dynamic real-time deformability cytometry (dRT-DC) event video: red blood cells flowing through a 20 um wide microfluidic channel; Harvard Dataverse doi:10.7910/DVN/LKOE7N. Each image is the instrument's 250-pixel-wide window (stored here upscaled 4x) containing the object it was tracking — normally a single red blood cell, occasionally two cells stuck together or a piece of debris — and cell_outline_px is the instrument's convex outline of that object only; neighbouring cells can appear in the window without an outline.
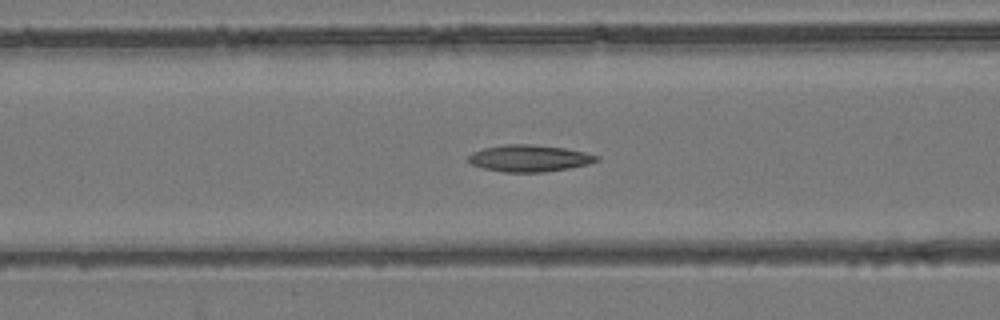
{"species": "common noctule bat (a hibernating species)", "species_latin": "Nyctalus noctula", "temperature_condition": "room temperature", "stored_images_in_passage": 56, "camera_frame_rate_fps": 3000, "um_per_image_px": 0.085, "animal": {"sex": "female", "body_mass_g": 24.6, "forearm_length_mm": 56.2}, "frame": {"image": 1, "passage_image": 23, "time_ms": 7.333, "image_size_px": [1000, 320], "cell_outline_px": [[600, 160], [588, 164], [568, 168], [544, 172], [504, 172], [484, 168], [472, 164], [468, 160], [468, 156], [472, 152], [484, 148], [504, 144], [532, 144], [564, 148], [584, 152], [600, 156]], "centroid_in_image_um": [45.0, 13.45], "position_along_channel_um": 121.6, "area_um2": 19.94}}
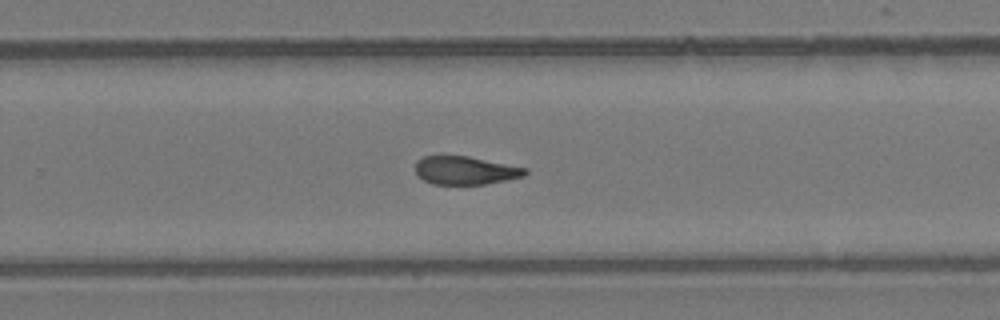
{"frame": {"image": 2, "passage_image": 36, "time_ms": 11.667, "image_size_px": [1000, 320], "cell_outline_px": [[528, 172], [524, 176], [484, 184], [432, 184], [416, 176], [416, 160], [424, 156], [468, 156], [528, 168]], "centroid_in_image_um": [39.53, 14.48], "position_along_channel_um": 290.3, "area_um2": 18.03}}
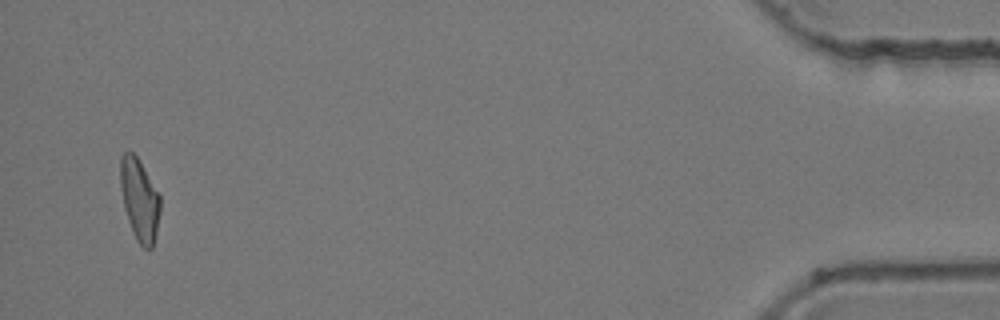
{"frame": {"image": 3, "passage_image": 53, "time_ms": 17.333, "image_size_px": [1000, 320], "cell_outline_px": [[160, 212], [156, 232], [152, 248], [148, 252], [136, 240], [128, 220], [124, 208], [120, 188], [120, 156], [124, 152], [132, 152], [136, 156], [160, 196]], "centroid_in_image_um": [11.84, 17.0], "position_along_channel_um": 423.4, "area_um2": 18.9}, "authors_computed_cell_mechanics": {"area_um2": 19.4786, "velocity_mm_per_s": 3.8976, "shape_relaxation_time_tau1_ms": 8.9868, "shape_relaxation_time_tau2_ms": 4.6167, "deformation_change_tau1": 0.2215, "deformation_change_tau2": 0.1431}}